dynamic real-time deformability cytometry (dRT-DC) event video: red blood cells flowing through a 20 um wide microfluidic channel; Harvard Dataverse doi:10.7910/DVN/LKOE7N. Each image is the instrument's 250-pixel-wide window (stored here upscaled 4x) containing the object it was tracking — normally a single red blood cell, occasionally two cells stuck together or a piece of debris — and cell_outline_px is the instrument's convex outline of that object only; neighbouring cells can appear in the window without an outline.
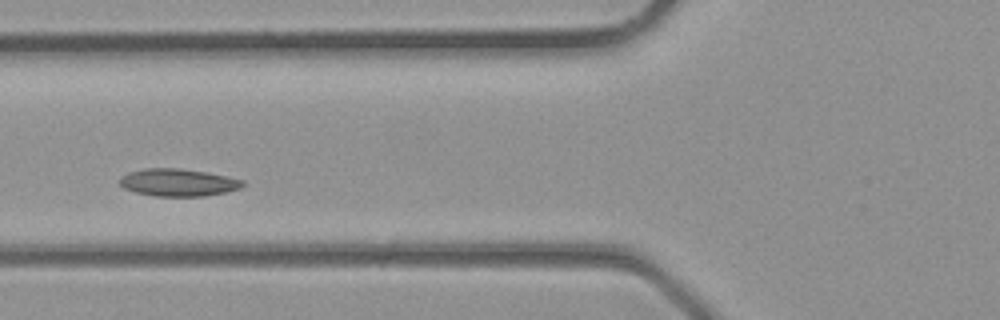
{"species": "common noctule bat (a hibernating species)", "species_latin": "Nyctalus noctula", "temperature_condition": "room temperature", "stored_images_in_passage": 3, "camera_frame_rate_fps": 3000, "um_per_image_px": 0.085, "animal": {"sex": "male", "body_mass_g": 23.1, "forearm_length_mm": 52.7}, "frame": {"image": 1, "passage_image": 3, "time_ms": 0.667, "image_size_px": [1000, 320], "cell_outline_px": [[244, 184], [240, 188], [224, 192], [204, 196], [156, 196], [136, 192], [124, 188], [116, 180], [120, 176], [128, 172], [144, 168], [180, 168], [208, 172], [228, 176], [244, 180]], "centroid_in_image_um": [15.11, 15.49], "position_along_channel_um": 110.7, "area_um2": 19.83}}